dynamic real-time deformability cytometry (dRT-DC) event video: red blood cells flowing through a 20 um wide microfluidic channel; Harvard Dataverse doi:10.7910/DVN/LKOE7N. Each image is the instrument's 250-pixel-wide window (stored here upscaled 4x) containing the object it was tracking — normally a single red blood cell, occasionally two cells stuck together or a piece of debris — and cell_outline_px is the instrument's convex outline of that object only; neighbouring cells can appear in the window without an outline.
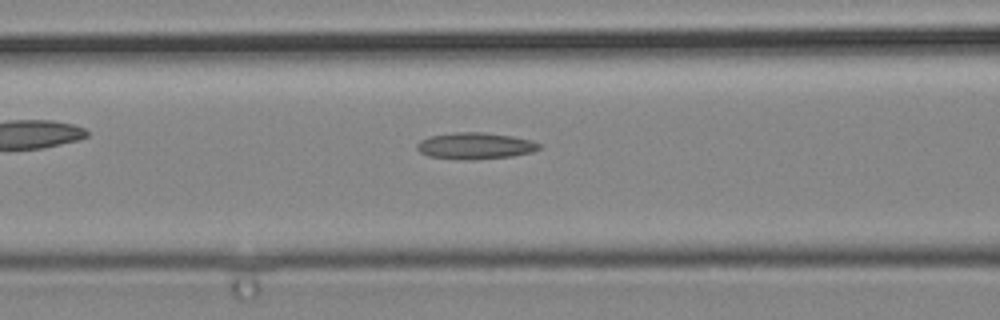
{"species": "common noctule bat (a hibernating species)", "species_latin": "Nyctalus noctula", "temperature_condition": "cold", "stored_images_in_passage": 25, "camera_frame_rate_fps": 3000, "um_per_image_px": 0.085, "animal": {"sex": "male", "body_mass_g": 19.2, "forearm_length_mm": 51.8}, "frame": {"image": 1, "passage_image": 8, "time_ms": 2.333, "image_size_px": [1000, 320], "cell_outline_px": [[540, 148], [532, 152], [512, 156], [472, 160], [464, 160], [428, 156], [420, 152], [416, 148], [416, 144], [420, 140], [428, 136], [452, 132], [484, 132], [512, 136], [532, 140], [540, 144]], "centroid_in_image_um": [40.36, 12.39], "position_along_channel_um": 126.2, "area_um2": 19.07}}
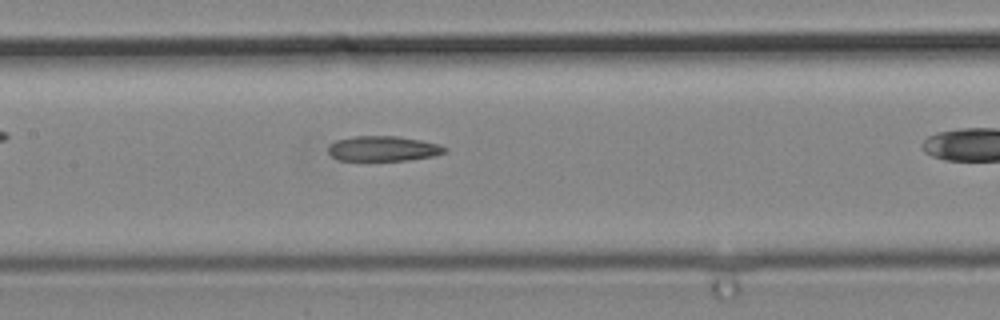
{"frame": {"image": 2, "passage_image": 11, "time_ms": 3.333, "image_size_px": [1000, 320], "cell_outline_px": [[448, 148], [444, 152], [432, 156], [408, 160], [340, 160], [332, 156], [328, 152], [328, 148], [336, 140], [352, 136], [396, 136], [420, 140], [436, 144]], "centroid_in_image_um": [32.54, 12.62], "position_along_channel_um": 174.9, "area_um2": 16.76}}